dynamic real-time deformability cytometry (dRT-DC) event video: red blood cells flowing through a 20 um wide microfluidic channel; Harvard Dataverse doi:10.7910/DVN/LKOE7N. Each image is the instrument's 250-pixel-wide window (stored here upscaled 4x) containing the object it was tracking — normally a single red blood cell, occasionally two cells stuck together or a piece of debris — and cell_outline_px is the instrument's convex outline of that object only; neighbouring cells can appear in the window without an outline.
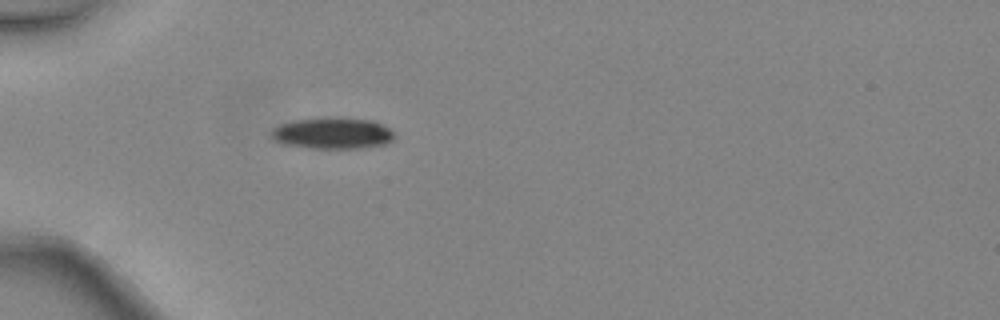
{"species": "common noctule bat (a hibernating species)", "species_latin": "Nyctalus noctula", "temperature_condition": "warm", "stored_images_in_passage": 1, "camera_frame_rate_fps": 3000, "um_per_image_px": 0.085, "animal": {"sex": "female", "body_mass_g": 24.6, "forearm_length_mm": 56.2}, "frame": {"image": 1, "passage_image": 1, "time_ms": 0.0, "image_size_px": [1000, 320], "cell_outline_px": [[396, 136], [388, 144], [360, 148], [312, 148], [284, 144], [272, 140], [272, 128], [280, 124], [296, 120], [372, 120], [388, 128]], "centroid_in_image_um": [28.27, 11.38], "position_along_channel_um": 56.7, "area_um2": 21.56}}